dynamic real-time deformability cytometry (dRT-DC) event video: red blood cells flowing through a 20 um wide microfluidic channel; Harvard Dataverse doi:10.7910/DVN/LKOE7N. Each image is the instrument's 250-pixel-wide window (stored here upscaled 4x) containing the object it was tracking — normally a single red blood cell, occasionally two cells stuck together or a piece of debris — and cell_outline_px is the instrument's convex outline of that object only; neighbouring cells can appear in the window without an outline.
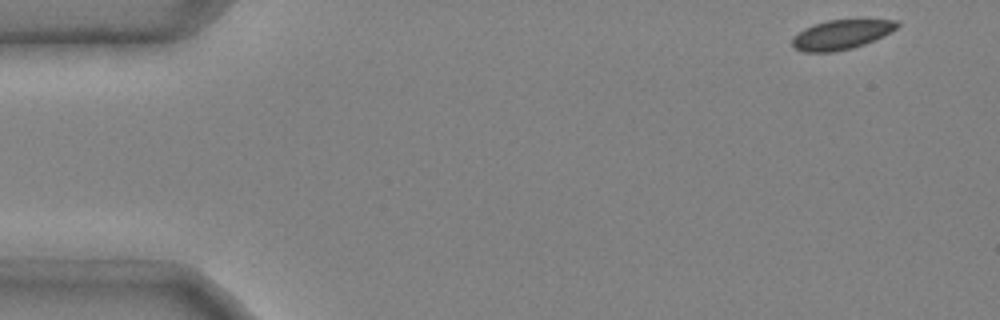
{"species": "common noctule bat (a hibernating species)", "species_latin": "Nyctalus noctula", "temperature_condition": "cold", "stored_images_in_passage": 41, "camera_frame_rate_fps": 3000, "um_per_image_px": 0.085, "animal": {"sex": "male", "body_mass_g": 20.4}, "frame": {"image": 1, "passage_image": 1, "time_ms": 0.0, "image_size_px": [1000, 320], "cell_outline_px": [[900, 24], [896, 28], [884, 36], [864, 44], [852, 48], [832, 52], [804, 52], [792, 48], [792, 36], [804, 28], [828, 20], [856, 16], [896, 20]], "centroid_in_image_um": [71.55, 2.88], "position_along_channel_um": 13.4, "area_um2": 18.96}}
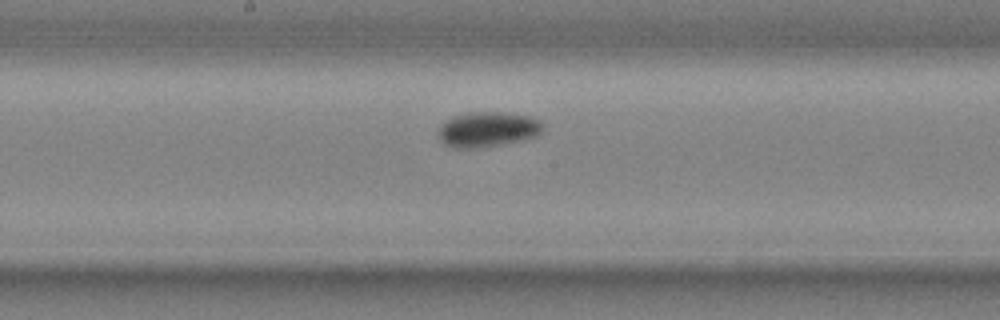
{"frame": {"image": 2, "passage_image": 24, "time_ms": 7.667, "image_size_px": [1000, 320], "cell_outline_px": [[544, 132], [536, 136], [520, 140], [500, 144], [472, 148], [456, 148], [444, 144], [440, 140], [436, 132], [440, 124], [452, 116], [468, 112], [500, 112], [532, 116], [540, 120], [544, 124]], "centroid_in_image_um": [41.44, 10.98], "position_along_channel_um": 206.8, "area_um2": 21.68}}
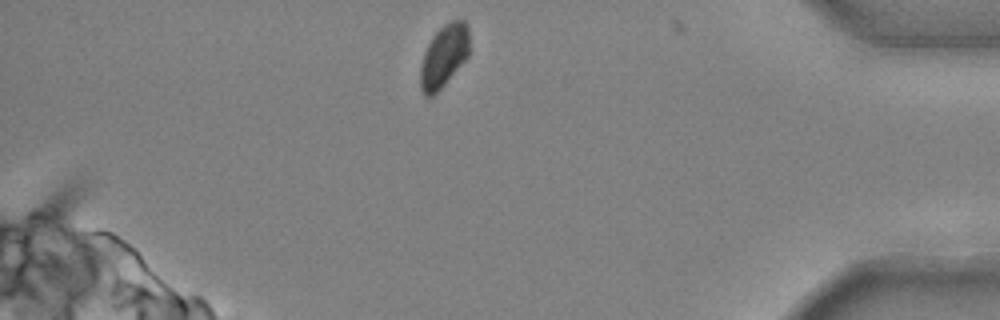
{"frame": {"image": 3, "passage_image": 41, "time_ms": 13.333, "image_size_px": [1000, 320], "cell_outline_px": [[468, 56], [444, 84], [432, 96], [424, 96], [420, 88], [420, 68], [424, 52], [432, 36], [444, 24], [452, 20], [464, 20], [468, 24]], "centroid_in_image_um": [37.71, 4.74], "position_along_channel_um": 397.5, "area_um2": 17.63}}